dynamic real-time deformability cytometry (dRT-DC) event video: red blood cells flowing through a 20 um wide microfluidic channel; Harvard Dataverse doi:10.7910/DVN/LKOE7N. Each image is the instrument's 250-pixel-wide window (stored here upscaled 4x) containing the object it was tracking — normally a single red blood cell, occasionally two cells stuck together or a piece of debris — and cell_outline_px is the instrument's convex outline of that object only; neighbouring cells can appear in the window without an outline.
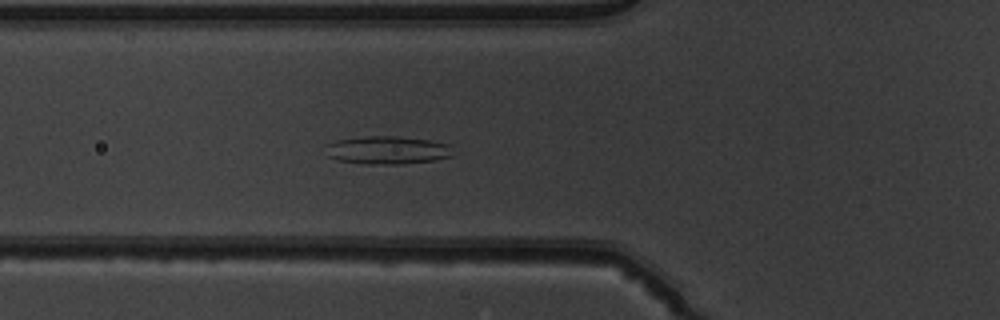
{"species": "common noctule bat (a hibernating species)", "species_latin": "Nyctalus noctula", "temperature_condition": "warm", "stored_images_in_passage": 52, "camera_frame_rate_fps": 3000, "um_per_image_px": 0.085, "animal": {"sex": "male", "body_mass_g": 19.5, "forearm_length_mm": 54.6}, "frame": {"image": 1, "passage_image": 19, "time_ms": 6.0, "image_size_px": [1000, 320], "cell_outline_px": [[452, 156], [432, 160], [400, 164], [368, 164], [336, 160], [328, 156], [324, 144], [336, 140], [368, 136], [396, 136], [428, 140], [448, 144]], "centroid_in_image_um": [32.85, 12.76], "position_along_channel_um": 93.0, "area_um2": 20.63}}
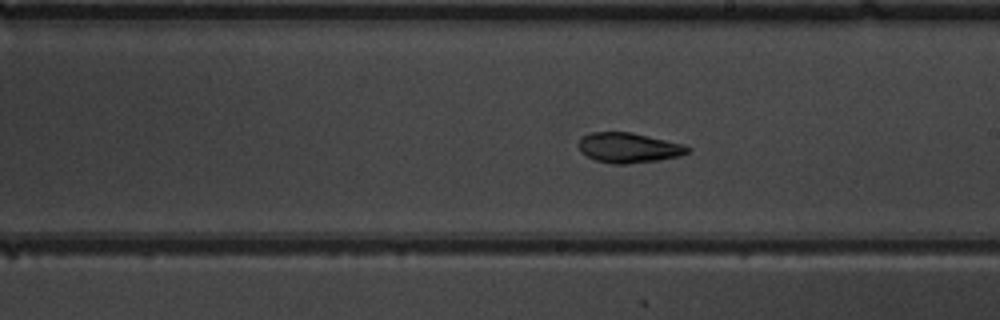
{"frame": {"image": 2, "passage_image": 30, "time_ms": 9.667, "image_size_px": [1000, 320], "cell_outline_px": [[692, 148], [688, 152], [680, 156], [660, 160], [628, 164], [612, 164], [596, 160], [580, 152], [580, 136], [588, 132], [632, 132], [684, 144]], "centroid_in_image_um": [53.45, 12.55], "position_along_channel_um": 235.5, "area_um2": 19.25}}
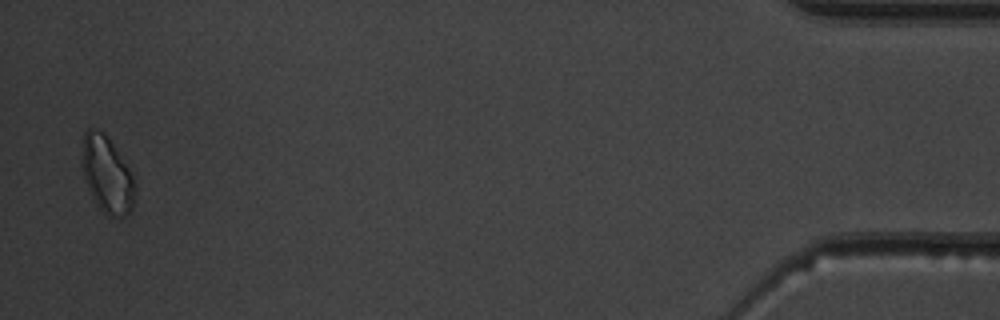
{"frame": {"image": 3, "passage_image": 51, "time_ms": 16.667, "image_size_px": [1000, 320], "cell_outline_px": [[136, 188], [132, 212], [128, 216], [108, 216], [96, 204], [88, 188], [80, 164], [80, 160], [84, 132], [88, 128], [96, 128], [104, 132], [136, 180]], "centroid_in_image_um": [9.09, 14.85], "position_along_channel_um": 426.1, "area_um2": 23.93}, "authors_computed_cell_mechanics": {"area_um2": 20.808, "velocity_mm_per_s": 3.8968, "shape_relaxation_time_tau1_ms": null, "shape_relaxation_time_tau2_ms": 4.2358, "deformation_change_tau1": null, "deformation_change_tau2": 0.1157}}